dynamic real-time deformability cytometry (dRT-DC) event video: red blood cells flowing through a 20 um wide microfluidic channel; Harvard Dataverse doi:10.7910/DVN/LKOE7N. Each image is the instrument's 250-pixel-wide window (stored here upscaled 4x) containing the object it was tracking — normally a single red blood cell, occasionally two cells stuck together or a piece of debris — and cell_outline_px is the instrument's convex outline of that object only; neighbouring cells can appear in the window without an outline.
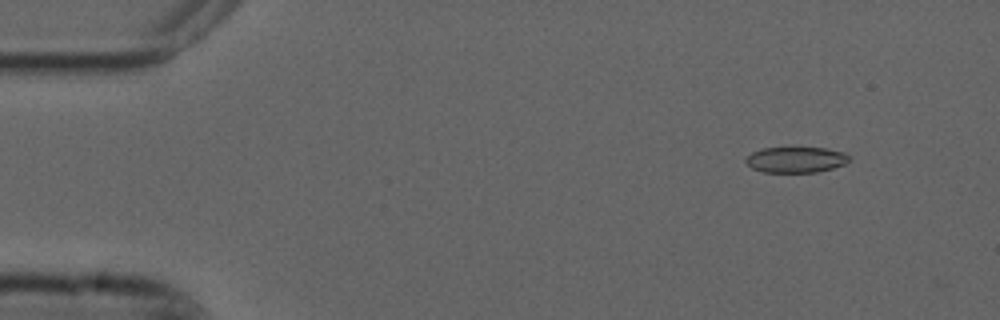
{"species": "common noctule bat (a hibernating species)", "species_latin": "Nyctalus noctula", "temperature_condition": "cold", "stored_images_in_passage": 4, "camera_frame_rate_fps": 3000, "um_per_image_px": 0.085, "animal": {"sex": "male", "forearm_length_mm": 52.5}, "frame": {"image": 1, "passage_image": 2, "time_ms": 0.333, "image_size_px": [1000, 320], "cell_outline_px": [[848, 160], [844, 164], [832, 168], [816, 172], [764, 172], [752, 168], [744, 160], [752, 152], [764, 148], [824, 148], [844, 152], [848, 156]], "centroid_in_image_um": [67.63, 13.58], "position_along_channel_um": 17.4, "area_um2": 15.26}}
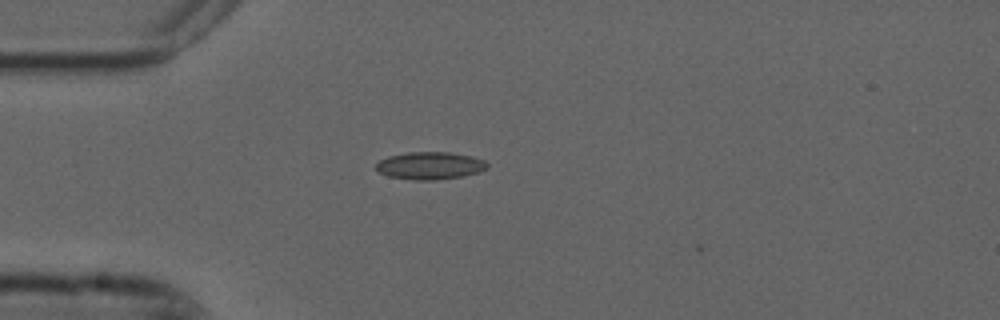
{"frame": {"image": 2, "passage_image": 4, "time_ms": 1.0, "image_size_px": [1000, 320], "cell_outline_px": [[488, 168], [480, 172], [464, 176], [436, 180], [412, 180], [388, 176], [380, 172], [376, 168], [376, 164], [380, 160], [388, 156], [408, 152], [448, 152], [472, 156], [484, 160], [488, 164]], "centroid_in_image_um": [36.57, 14.08], "position_along_channel_um": 48.4, "area_um2": 17.92}}